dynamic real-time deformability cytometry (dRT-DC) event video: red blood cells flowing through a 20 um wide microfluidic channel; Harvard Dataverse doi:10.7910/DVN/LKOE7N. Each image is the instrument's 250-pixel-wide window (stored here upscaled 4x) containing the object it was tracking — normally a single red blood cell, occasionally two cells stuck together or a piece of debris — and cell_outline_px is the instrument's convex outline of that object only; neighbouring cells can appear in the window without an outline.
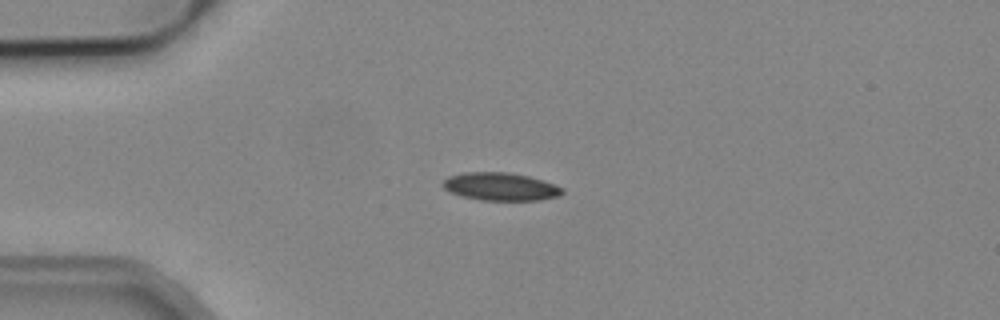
{"species": "common noctule bat (a hibernating species)", "species_latin": "Nyctalus noctula", "temperature_condition": "cold", "stored_images_in_passage": 6, "camera_frame_rate_fps": 3000, "um_per_image_px": 0.085, "animal": {"sex": "male", "body_mass_g": 19.2, "forearm_length_mm": 51.8}, "frame": {"image": 1, "passage_image": 2, "time_ms": 0.333, "image_size_px": [1000, 320], "cell_outline_px": [[564, 192], [560, 196], [540, 200], [480, 200], [460, 196], [444, 188], [440, 184], [448, 176], [464, 172], [508, 172], [528, 176], [564, 188]], "centroid_in_image_um": [42.52, 15.86], "position_along_channel_um": 42.5, "area_um2": 19.42}}
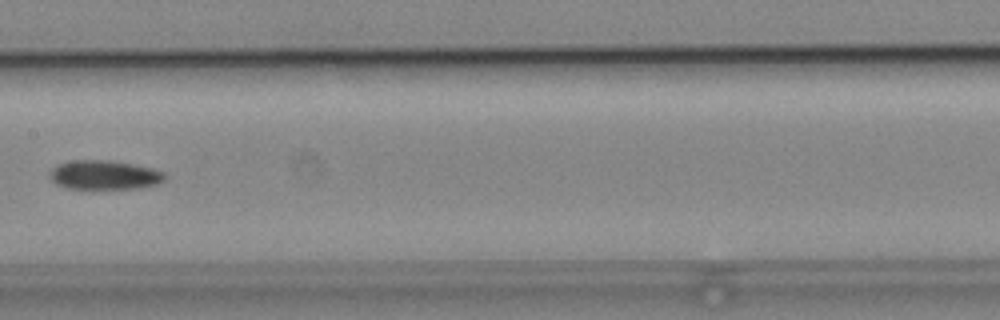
{"frame": {"image": 2, "passage_image": 6, "time_ms": 1.667, "image_size_px": [1000, 320], "cell_outline_px": [[168, 176], [160, 184], [140, 188], [68, 188], [56, 184], [48, 176], [52, 168], [60, 164], [72, 160], [108, 160], [132, 164], [152, 168], [164, 172]], "centroid_in_image_um": [8.91, 14.87], "position_along_channel_um": 198.5, "area_um2": 19.54}}